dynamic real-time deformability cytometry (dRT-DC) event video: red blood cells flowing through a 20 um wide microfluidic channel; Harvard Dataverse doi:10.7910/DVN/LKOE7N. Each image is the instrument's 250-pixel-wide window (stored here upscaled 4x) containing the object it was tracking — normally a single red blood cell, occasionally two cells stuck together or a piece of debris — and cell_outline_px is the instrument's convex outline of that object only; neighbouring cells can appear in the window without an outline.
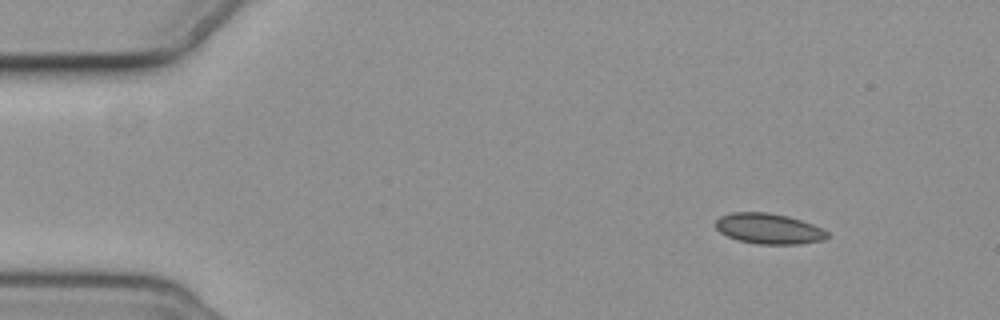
{"species": "common noctule bat (a hibernating species)", "species_latin": "Nyctalus noctula", "temperature_condition": "cold", "stored_images_in_passage": 5, "camera_frame_rate_fps": 3000, "um_per_image_px": 0.085, "animal": {"sex": "female", "body_mass_g": 19.3, "forearm_length_mm": 54.1}, "frame": {"image": 1, "passage_image": 1, "time_ms": 0.0, "image_size_px": [1000, 320], "cell_outline_px": [[828, 236], [824, 240], [800, 244], [756, 244], [736, 240], [720, 232], [716, 228], [716, 220], [720, 216], [732, 212], [768, 212], [788, 216], [812, 224], [828, 232]], "centroid_in_image_um": [65.33, 19.44], "position_along_channel_um": 19.7, "area_um2": 19.88}}
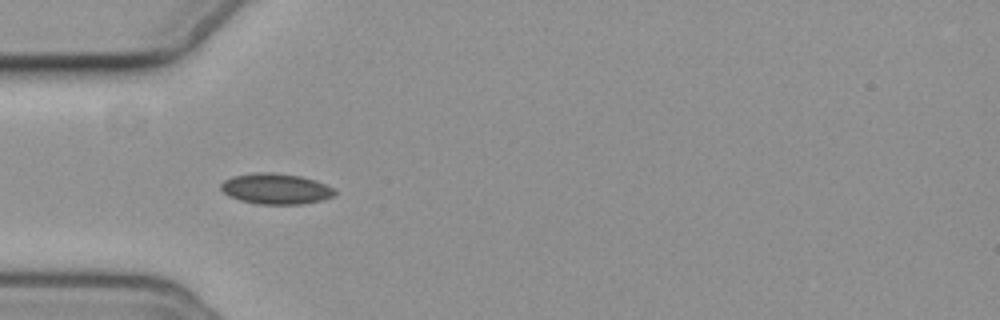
{"frame": {"image": 2, "passage_image": 4, "time_ms": 3.667, "image_size_px": [1000, 320], "cell_outline_px": [[336, 196], [324, 200], [300, 204], [256, 204], [240, 200], [228, 196], [220, 188], [220, 184], [224, 180], [232, 176], [256, 172], [272, 172], [300, 176], [316, 180], [332, 188], [336, 192]], "centroid_in_image_um": [23.44, 16.05], "position_along_channel_um": 61.6, "area_um2": 20.52}}
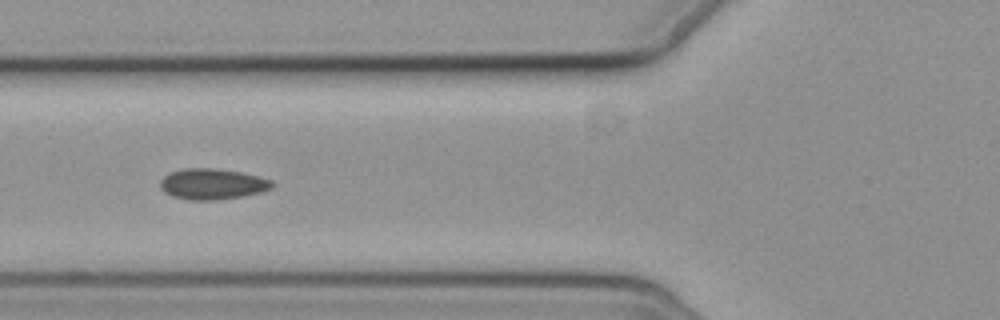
{"frame": {"image": 3, "passage_image": 5, "time_ms": 5.0, "image_size_px": [1000, 320], "cell_outline_px": [[276, 184], [272, 188], [260, 192], [240, 196], [216, 200], [188, 200], [172, 196], [164, 192], [160, 188], [160, 180], [164, 176], [172, 172], [184, 168], [216, 168], [244, 172], [272, 180]], "centroid_in_image_um": [18.06, 15.63], "position_along_channel_um": 107.7, "area_um2": 20.23}}